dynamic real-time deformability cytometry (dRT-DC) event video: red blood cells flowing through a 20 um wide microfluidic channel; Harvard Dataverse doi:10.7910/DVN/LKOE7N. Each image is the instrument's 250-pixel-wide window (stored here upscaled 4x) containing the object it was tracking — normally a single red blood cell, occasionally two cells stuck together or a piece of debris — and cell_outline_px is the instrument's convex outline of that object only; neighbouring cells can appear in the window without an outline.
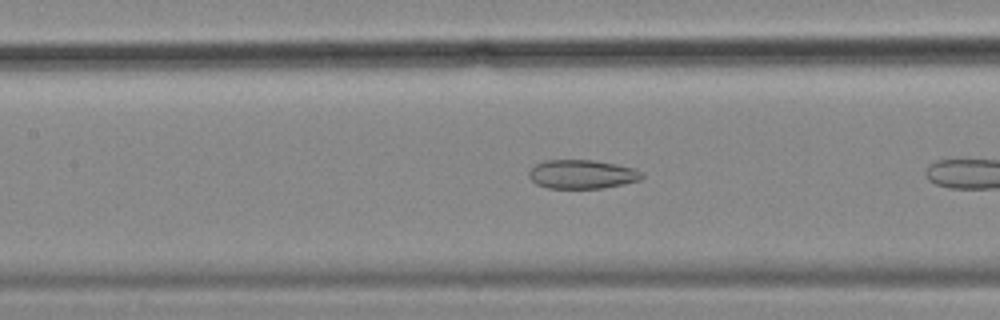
{"species": "common noctule bat (a hibernating species)", "species_latin": "Nyctalus noctula", "temperature_condition": "cold", "stored_images_in_passage": 10, "camera_frame_rate_fps": 3000, "um_per_image_px": 0.085, "animal": {"sex": "female", "body_mass_g": 18.4}, "frame": {"image": 1, "passage_image": 9, "time_ms": 2.667, "image_size_px": [1000, 320], "cell_outline_px": [[644, 176], [640, 180], [624, 184], [604, 188], [548, 188], [536, 184], [528, 176], [528, 172], [536, 164], [544, 160], [596, 160], [616, 164], [632, 168], [644, 172]], "centroid_in_image_um": [49.49, 14.81], "position_along_channel_um": 157.9, "area_um2": 19.13}}